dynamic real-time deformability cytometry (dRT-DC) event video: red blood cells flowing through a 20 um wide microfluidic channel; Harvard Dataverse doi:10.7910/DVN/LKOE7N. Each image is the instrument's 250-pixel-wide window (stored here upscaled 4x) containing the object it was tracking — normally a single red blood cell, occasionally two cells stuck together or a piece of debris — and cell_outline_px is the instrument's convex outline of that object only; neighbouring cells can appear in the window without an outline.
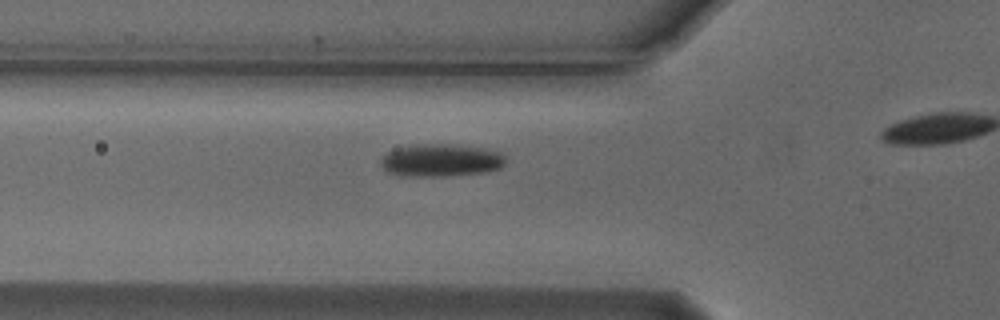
{"species": "Egyptian fruit bat (a non-hibernating species)", "species_latin": "Rousettus aegyptiacus", "temperature_condition": "cold", "stored_images_in_passage": 20, "camera_frame_rate_fps": 3000, "um_per_image_px": 0.085, "animal": {"sex": "male"}, "frame": {"image": 1, "passage_image": 15, "time_ms": 4.667, "image_size_px": [1000, 320], "cell_outline_px": [[508, 160], [500, 168], [484, 172], [452, 176], [400, 176], [388, 172], [380, 164], [380, 160], [388, 152], [396, 148], [424, 144], [440, 144], [480, 148], [504, 152]], "centroid_in_image_um": [37.52, 13.64], "position_along_channel_um": 88.3, "area_um2": 23.7}}